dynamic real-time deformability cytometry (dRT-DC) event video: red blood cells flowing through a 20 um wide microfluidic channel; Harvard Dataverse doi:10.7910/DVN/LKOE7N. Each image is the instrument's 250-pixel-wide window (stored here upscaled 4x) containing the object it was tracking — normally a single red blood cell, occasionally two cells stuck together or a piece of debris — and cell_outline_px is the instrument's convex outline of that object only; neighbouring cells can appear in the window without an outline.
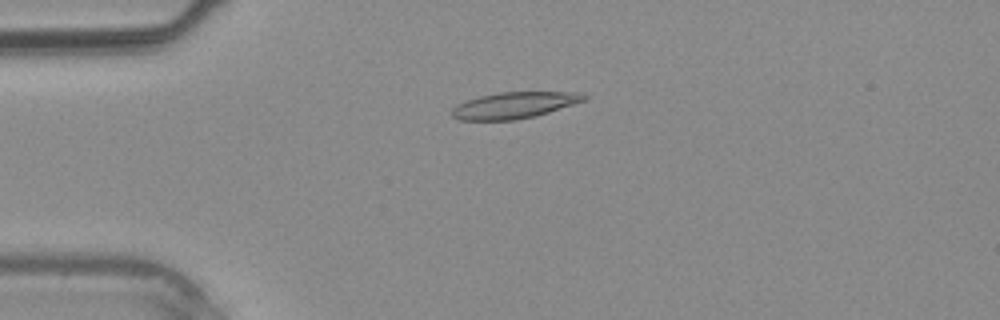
{"species": "common noctule bat (a hibernating species)", "species_latin": "Nyctalus noctula", "temperature_condition": "warm", "stored_images_in_passage": 40, "camera_frame_rate_fps": 3000, "um_per_image_px": 0.085, "animal": {"sex": "male", "body_mass_g": 20.4}, "frame": {"image": 1, "passage_image": 10, "time_ms": 3.0, "image_size_px": [1000, 320], "cell_outline_px": [[588, 96], [584, 100], [536, 116], [516, 120], [460, 120], [452, 116], [452, 108], [456, 104], [480, 96], [500, 92], [580, 92]], "centroid_in_image_um": [43.68, 8.95], "position_along_channel_um": 41.3, "area_um2": 20.11}}
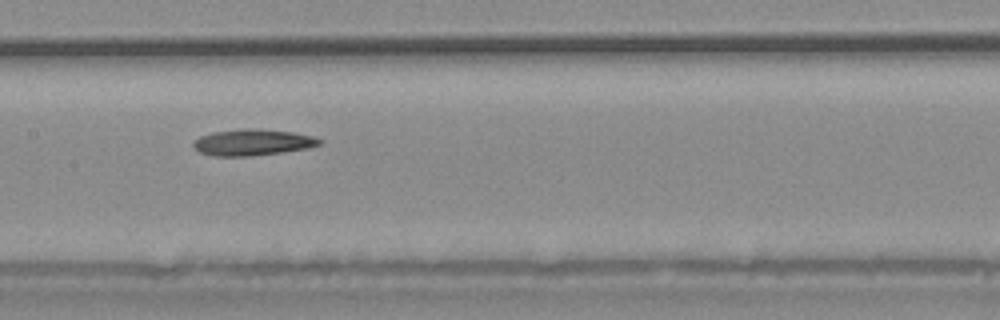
{"frame": {"image": 2, "passage_image": 20, "time_ms": 6.333, "image_size_px": [1000, 320], "cell_outline_px": [[324, 140], [320, 144], [308, 148], [252, 156], [212, 156], [200, 152], [192, 148], [192, 144], [200, 136], [212, 132], [244, 128], [260, 128], [292, 132], [312, 136]], "centroid_in_image_um": [21.45, 12.09], "position_along_channel_um": 186.0, "area_um2": 19.42}}
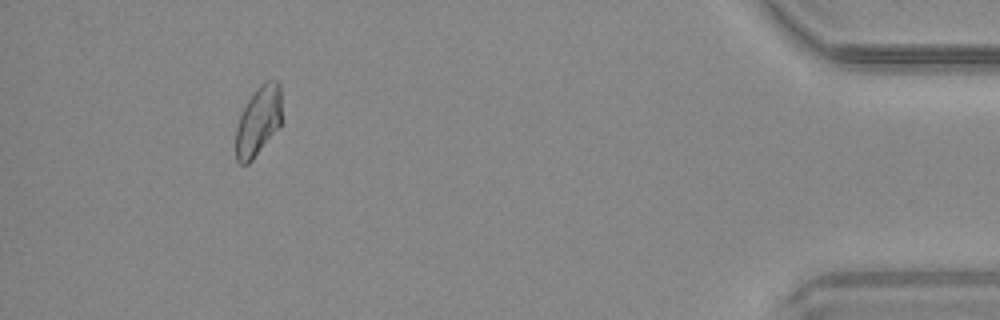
{"frame": {"image": 3, "passage_image": 37, "time_ms": 12.0, "image_size_px": [1000, 320], "cell_outline_px": [[280, 128], [252, 160], [248, 164], [240, 164], [236, 160], [236, 128], [240, 116], [252, 92], [264, 80], [276, 80], [280, 84]], "centroid_in_image_um": [21.95, 10.29], "position_along_channel_um": 413.2, "area_um2": 18.67}}